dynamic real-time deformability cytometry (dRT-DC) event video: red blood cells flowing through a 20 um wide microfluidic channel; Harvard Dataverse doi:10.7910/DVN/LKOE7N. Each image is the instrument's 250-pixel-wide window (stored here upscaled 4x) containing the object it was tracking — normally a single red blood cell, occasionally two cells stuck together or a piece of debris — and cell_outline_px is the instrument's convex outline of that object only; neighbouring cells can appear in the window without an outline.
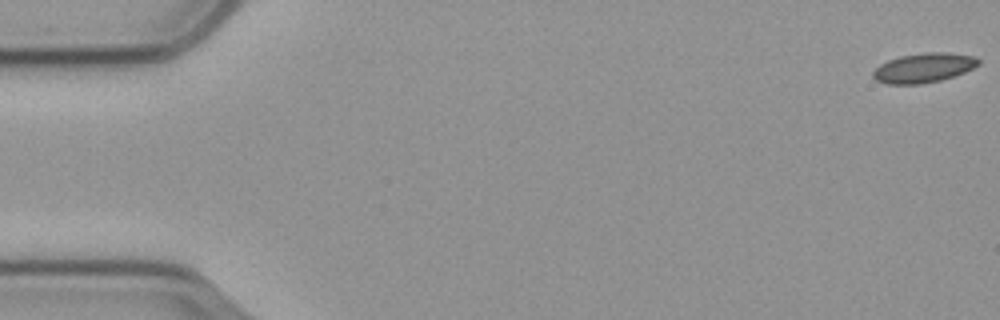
{"species": "common noctule bat (a hibernating species)", "species_latin": "Nyctalus noctula", "temperature_condition": "cold", "stored_images_in_passage": 15, "camera_frame_rate_fps": 3000, "um_per_image_px": 0.085, "animal": {"sex": "male", "body_mass_g": 23.1, "forearm_length_mm": 52.7}, "frame": {"image": 1, "passage_image": 1, "time_ms": 0.0, "image_size_px": [1000, 320], "cell_outline_px": [[980, 64], [964, 72], [940, 80], [920, 84], [884, 84], [876, 80], [872, 76], [872, 72], [880, 64], [888, 60], [900, 56], [928, 52], [948, 52], [976, 56], [980, 60]], "centroid_in_image_um": [78.51, 5.76], "position_along_channel_um": 6.5, "area_um2": 18.15}}